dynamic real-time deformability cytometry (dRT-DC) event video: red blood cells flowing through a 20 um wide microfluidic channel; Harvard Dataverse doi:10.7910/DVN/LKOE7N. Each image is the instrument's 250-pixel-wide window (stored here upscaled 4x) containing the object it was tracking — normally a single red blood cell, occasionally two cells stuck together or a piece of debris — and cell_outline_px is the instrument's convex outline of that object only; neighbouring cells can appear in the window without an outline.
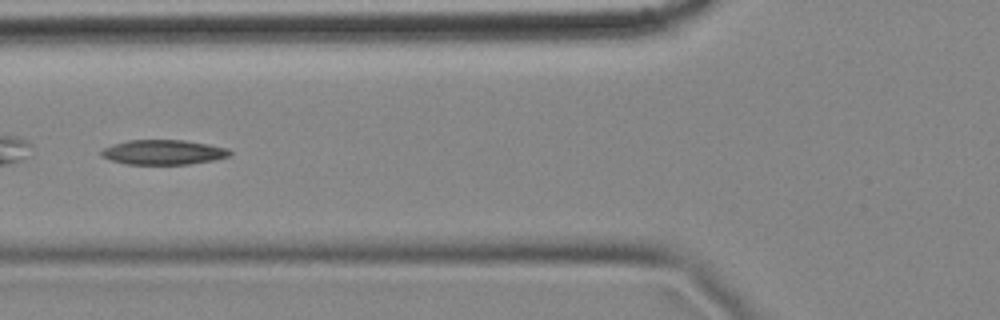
{"species": "common noctule bat (a hibernating species)", "species_latin": "Nyctalus noctula", "temperature_condition": "cold", "stored_images_in_passage": 12, "camera_frame_rate_fps": 3000, "um_per_image_px": 0.085, "animal": {"sex": "female", "body_mass_g": 18.4}, "frame": {"image": 1, "passage_image": 4, "time_ms": 1.0, "image_size_px": [1000, 320], "cell_outline_px": [[232, 152], [228, 156], [216, 160], [188, 164], [124, 164], [100, 156], [100, 152], [104, 148], [112, 144], [128, 140], [184, 140], [208, 144], [228, 148]], "centroid_in_image_um": [13.88, 12.94], "position_along_channel_um": 111.9, "area_um2": 18.61}}
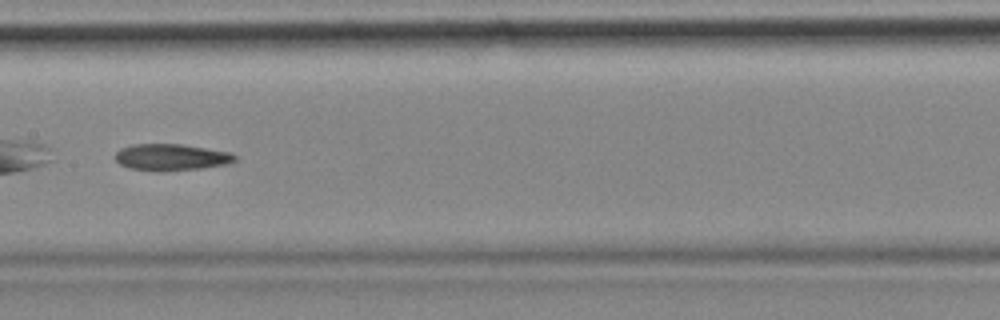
{"frame": {"image": 2, "passage_image": 6, "time_ms": 1.667, "image_size_px": [1000, 320], "cell_outline_px": [[236, 160], [224, 164], [200, 168], [160, 172], [156, 172], [128, 168], [120, 164], [116, 160], [116, 152], [120, 148], [132, 144], [180, 144], [228, 152], [236, 156]], "centroid_in_image_um": [14.48, 13.37], "position_along_channel_um": 192.9, "area_um2": 18.44}}